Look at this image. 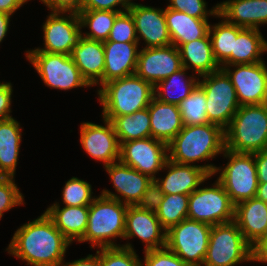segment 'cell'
Returning a JSON list of instances; mask_svg holds the SVG:
<instances>
[{
  "label": "cell",
  "mask_w": 267,
  "mask_h": 266,
  "mask_svg": "<svg viewBox=\"0 0 267 266\" xmlns=\"http://www.w3.org/2000/svg\"><path fill=\"white\" fill-rule=\"evenodd\" d=\"M83 0H48L46 5L51 12L76 13L82 10Z\"/></svg>",
  "instance_id": "f6af8a7d"
},
{
  "label": "cell",
  "mask_w": 267,
  "mask_h": 266,
  "mask_svg": "<svg viewBox=\"0 0 267 266\" xmlns=\"http://www.w3.org/2000/svg\"><path fill=\"white\" fill-rule=\"evenodd\" d=\"M218 14L241 28L260 30L267 24V0H226L218 3Z\"/></svg>",
  "instance_id": "603a6c76"
},
{
  "label": "cell",
  "mask_w": 267,
  "mask_h": 266,
  "mask_svg": "<svg viewBox=\"0 0 267 266\" xmlns=\"http://www.w3.org/2000/svg\"><path fill=\"white\" fill-rule=\"evenodd\" d=\"M71 244L44 212L15 231L6 251L30 266H61Z\"/></svg>",
  "instance_id": "6da1fadb"
},
{
  "label": "cell",
  "mask_w": 267,
  "mask_h": 266,
  "mask_svg": "<svg viewBox=\"0 0 267 266\" xmlns=\"http://www.w3.org/2000/svg\"><path fill=\"white\" fill-rule=\"evenodd\" d=\"M133 245L130 243L121 244V247L100 248L101 266H141Z\"/></svg>",
  "instance_id": "74e56055"
},
{
  "label": "cell",
  "mask_w": 267,
  "mask_h": 266,
  "mask_svg": "<svg viewBox=\"0 0 267 266\" xmlns=\"http://www.w3.org/2000/svg\"><path fill=\"white\" fill-rule=\"evenodd\" d=\"M213 164L187 165L167 160L162 170H167L164 178H156L164 194L190 195L202 183L214 175Z\"/></svg>",
  "instance_id": "e0dca14e"
},
{
  "label": "cell",
  "mask_w": 267,
  "mask_h": 266,
  "mask_svg": "<svg viewBox=\"0 0 267 266\" xmlns=\"http://www.w3.org/2000/svg\"><path fill=\"white\" fill-rule=\"evenodd\" d=\"M178 50L183 67L187 70L192 69L198 77L221 68L214 58L209 33L204 38L182 44Z\"/></svg>",
  "instance_id": "f1b7e54d"
},
{
  "label": "cell",
  "mask_w": 267,
  "mask_h": 266,
  "mask_svg": "<svg viewBox=\"0 0 267 266\" xmlns=\"http://www.w3.org/2000/svg\"><path fill=\"white\" fill-rule=\"evenodd\" d=\"M234 221L246 241L255 248L267 233V204L257 197L238 203Z\"/></svg>",
  "instance_id": "7402d4cb"
},
{
  "label": "cell",
  "mask_w": 267,
  "mask_h": 266,
  "mask_svg": "<svg viewBox=\"0 0 267 266\" xmlns=\"http://www.w3.org/2000/svg\"><path fill=\"white\" fill-rule=\"evenodd\" d=\"M267 52V40L258 29L238 26L237 38H234V52L220 66L254 64L264 61L261 57Z\"/></svg>",
  "instance_id": "83f0119b"
},
{
  "label": "cell",
  "mask_w": 267,
  "mask_h": 266,
  "mask_svg": "<svg viewBox=\"0 0 267 266\" xmlns=\"http://www.w3.org/2000/svg\"><path fill=\"white\" fill-rule=\"evenodd\" d=\"M255 164L259 183L267 182V150L255 153Z\"/></svg>",
  "instance_id": "7dc6e473"
},
{
  "label": "cell",
  "mask_w": 267,
  "mask_h": 266,
  "mask_svg": "<svg viewBox=\"0 0 267 266\" xmlns=\"http://www.w3.org/2000/svg\"><path fill=\"white\" fill-rule=\"evenodd\" d=\"M128 11L134 18L138 44L143 39L144 48L172 45L166 19L165 8H155L133 2Z\"/></svg>",
  "instance_id": "d6986e66"
},
{
  "label": "cell",
  "mask_w": 267,
  "mask_h": 266,
  "mask_svg": "<svg viewBox=\"0 0 267 266\" xmlns=\"http://www.w3.org/2000/svg\"><path fill=\"white\" fill-rule=\"evenodd\" d=\"M121 12L109 10H81L78 13L81 28L87 27L89 32H83V37L106 41L116 17Z\"/></svg>",
  "instance_id": "836d02e7"
},
{
  "label": "cell",
  "mask_w": 267,
  "mask_h": 266,
  "mask_svg": "<svg viewBox=\"0 0 267 266\" xmlns=\"http://www.w3.org/2000/svg\"><path fill=\"white\" fill-rule=\"evenodd\" d=\"M168 160V144L152 137L123 142L120 161L142 174L156 179Z\"/></svg>",
  "instance_id": "4fadbf2b"
},
{
  "label": "cell",
  "mask_w": 267,
  "mask_h": 266,
  "mask_svg": "<svg viewBox=\"0 0 267 266\" xmlns=\"http://www.w3.org/2000/svg\"><path fill=\"white\" fill-rule=\"evenodd\" d=\"M256 197L267 204V182L259 183Z\"/></svg>",
  "instance_id": "f5cc1de1"
},
{
  "label": "cell",
  "mask_w": 267,
  "mask_h": 266,
  "mask_svg": "<svg viewBox=\"0 0 267 266\" xmlns=\"http://www.w3.org/2000/svg\"><path fill=\"white\" fill-rule=\"evenodd\" d=\"M54 225L71 242H79L88 224L89 206H63L53 203L44 211Z\"/></svg>",
  "instance_id": "4316f807"
},
{
  "label": "cell",
  "mask_w": 267,
  "mask_h": 266,
  "mask_svg": "<svg viewBox=\"0 0 267 266\" xmlns=\"http://www.w3.org/2000/svg\"><path fill=\"white\" fill-rule=\"evenodd\" d=\"M201 78L198 84L206 95L208 121L225 130L240 107L235 88L222 68Z\"/></svg>",
  "instance_id": "ba28073f"
},
{
  "label": "cell",
  "mask_w": 267,
  "mask_h": 266,
  "mask_svg": "<svg viewBox=\"0 0 267 266\" xmlns=\"http://www.w3.org/2000/svg\"><path fill=\"white\" fill-rule=\"evenodd\" d=\"M11 16L12 15L0 12V43L2 42V40H4L8 32Z\"/></svg>",
  "instance_id": "816d5d0a"
},
{
  "label": "cell",
  "mask_w": 267,
  "mask_h": 266,
  "mask_svg": "<svg viewBox=\"0 0 267 266\" xmlns=\"http://www.w3.org/2000/svg\"><path fill=\"white\" fill-rule=\"evenodd\" d=\"M104 125L83 122L80 125V144L92 159L103 162L104 167L120 160V144L111 121Z\"/></svg>",
  "instance_id": "9a60e30c"
},
{
  "label": "cell",
  "mask_w": 267,
  "mask_h": 266,
  "mask_svg": "<svg viewBox=\"0 0 267 266\" xmlns=\"http://www.w3.org/2000/svg\"><path fill=\"white\" fill-rule=\"evenodd\" d=\"M102 117L112 121L116 116L130 115L147 108L154 98V86L132 74L105 83L97 89Z\"/></svg>",
  "instance_id": "3957f363"
},
{
  "label": "cell",
  "mask_w": 267,
  "mask_h": 266,
  "mask_svg": "<svg viewBox=\"0 0 267 266\" xmlns=\"http://www.w3.org/2000/svg\"><path fill=\"white\" fill-rule=\"evenodd\" d=\"M151 137L168 144L184 127L179 107L153 98L149 106Z\"/></svg>",
  "instance_id": "484cf974"
},
{
  "label": "cell",
  "mask_w": 267,
  "mask_h": 266,
  "mask_svg": "<svg viewBox=\"0 0 267 266\" xmlns=\"http://www.w3.org/2000/svg\"><path fill=\"white\" fill-rule=\"evenodd\" d=\"M12 84L6 82L0 87V121L12 118L11 104H12Z\"/></svg>",
  "instance_id": "bcb514c9"
},
{
  "label": "cell",
  "mask_w": 267,
  "mask_h": 266,
  "mask_svg": "<svg viewBox=\"0 0 267 266\" xmlns=\"http://www.w3.org/2000/svg\"><path fill=\"white\" fill-rule=\"evenodd\" d=\"M42 29L44 48L27 51L71 55L73 47L77 46L83 37L80 19L76 13L50 12Z\"/></svg>",
  "instance_id": "7c38bea8"
},
{
  "label": "cell",
  "mask_w": 267,
  "mask_h": 266,
  "mask_svg": "<svg viewBox=\"0 0 267 266\" xmlns=\"http://www.w3.org/2000/svg\"><path fill=\"white\" fill-rule=\"evenodd\" d=\"M141 49L135 74L153 86L183 68L180 52L174 45Z\"/></svg>",
  "instance_id": "2e32d148"
},
{
  "label": "cell",
  "mask_w": 267,
  "mask_h": 266,
  "mask_svg": "<svg viewBox=\"0 0 267 266\" xmlns=\"http://www.w3.org/2000/svg\"><path fill=\"white\" fill-rule=\"evenodd\" d=\"M22 127L15 118L0 121V177H15Z\"/></svg>",
  "instance_id": "f546056e"
},
{
  "label": "cell",
  "mask_w": 267,
  "mask_h": 266,
  "mask_svg": "<svg viewBox=\"0 0 267 266\" xmlns=\"http://www.w3.org/2000/svg\"><path fill=\"white\" fill-rule=\"evenodd\" d=\"M127 208L128 205L116 199L98 195L89 205L86 231L78 243L89 241L91 249L121 247L114 241L124 237Z\"/></svg>",
  "instance_id": "277c9868"
},
{
  "label": "cell",
  "mask_w": 267,
  "mask_h": 266,
  "mask_svg": "<svg viewBox=\"0 0 267 266\" xmlns=\"http://www.w3.org/2000/svg\"><path fill=\"white\" fill-rule=\"evenodd\" d=\"M23 197L13 177H0V219L13 207L24 205Z\"/></svg>",
  "instance_id": "ab89813d"
},
{
  "label": "cell",
  "mask_w": 267,
  "mask_h": 266,
  "mask_svg": "<svg viewBox=\"0 0 267 266\" xmlns=\"http://www.w3.org/2000/svg\"><path fill=\"white\" fill-rule=\"evenodd\" d=\"M225 130L213 123L184 125L168 143V159L176 163L194 165L223 154Z\"/></svg>",
  "instance_id": "7a4b0ae2"
},
{
  "label": "cell",
  "mask_w": 267,
  "mask_h": 266,
  "mask_svg": "<svg viewBox=\"0 0 267 266\" xmlns=\"http://www.w3.org/2000/svg\"><path fill=\"white\" fill-rule=\"evenodd\" d=\"M254 261V248L243 237L235 221L211 227L202 266H235Z\"/></svg>",
  "instance_id": "8992f818"
},
{
  "label": "cell",
  "mask_w": 267,
  "mask_h": 266,
  "mask_svg": "<svg viewBox=\"0 0 267 266\" xmlns=\"http://www.w3.org/2000/svg\"><path fill=\"white\" fill-rule=\"evenodd\" d=\"M223 157L228 159L225 167H216L214 175L230 196L232 203L256 197L259 185L255 164V153H238L225 149Z\"/></svg>",
  "instance_id": "52a82bcc"
},
{
  "label": "cell",
  "mask_w": 267,
  "mask_h": 266,
  "mask_svg": "<svg viewBox=\"0 0 267 266\" xmlns=\"http://www.w3.org/2000/svg\"><path fill=\"white\" fill-rule=\"evenodd\" d=\"M222 20L215 25L210 24L209 37L213 49V55L221 66L234 52V38L238 35V26L227 22L219 14L216 16Z\"/></svg>",
  "instance_id": "d6a6232c"
},
{
  "label": "cell",
  "mask_w": 267,
  "mask_h": 266,
  "mask_svg": "<svg viewBox=\"0 0 267 266\" xmlns=\"http://www.w3.org/2000/svg\"><path fill=\"white\" fill-rule=\"evenodd\" d=\"M165 19L172 45L177 48L182 44L204 38L209 33V18H195L166 7Z\"/></svg>",
  "instance_id": "d4e9b609"
},
{
  "label": "cell",
  "mask_w": 267,
  "mask_h": 266,
  "mask_svg": "<svg viewBox=\"0 0 267 266\" xmlns=\"http://www.w3.org/2000/svg\"><path fill=\"white\" fill-rule=\"evenodd\" d=\"M111 122L120 145L126 141L151 137L148 107L130 115L116 116Z\"/></svg>",
  "instance_id": "1f68e13d"
},
{
  "label": "cell",
  "mask_w": 267,
  "mask_h": 266,
  "mask_svg": "<svg viewBox=\"0 0 267 266\" xmlns=\"http://www.w3.org/2000/svg\"><path fill=\"white\" fill-rule=\"evenodd\" d=\"M62 263L61 266H101L100 265V248L96 250V254L93 256L89 254L86 258H80L72 262Z\"/></svg>",
  "instance_id": "c3c4849f"
},
{
  "label": "cell",
  "mask_w": 267,
  "mask_h": 266,
  "mask_svg": "<svg viewBox=\"0 0 267 266\" xmlns=\"http://www.w3.org/2000/svg\"><path fill=\"white\" fill-rule=\"evenodd\" d=\"M25 56L47 87L64 91L78 87H91L82 77L70 55L26 51Z\"/></svg>",
  "instance_id": "9c48e42d"
},
{
  "label": "cell",
  "mask_w": 267,
  "mask_h": 266,
  "mask_svg": "<svg viewBox=\"0 0 267 266\" xmlns=\"http://www.w3.org/2000/svg\"><path fill=\"white\" fill-rule=\"evenodd\" d=\"M106 41L138 42L134 18L129 11L122 12L116 17Z\"/></svg>",
  "instance_id": "f35d334b"
},
{
  "label": "cell",
  "mask_w": 267,
  "mask_h": 266,
  "mask_svg": "<svg viewBox=\"0 0 267 266\" xmlns=\"http://www.w3.org/2000/svg\"><path fill=\"white\" fill-rule=\"evenodd\" d=\"M168 8L184 12L195 18H208L210 15H218V3L211 9H207V2L204 0H169Z\"/></svg>",
  "instance_id": "60d3db41"
},
{
  "label": "cell",
  "mask_w": 267,
  "mask_h": 266,
  "mask_svg": "<svg viewBox=\"0 0 267 266\" xmlns=\"http://www.w3.org/2000/svg\"><path fill=\"white\" fill-rule=\"evenodd\" d=\"M132 0H83L82 10H109L116 12L128 11ZM117 6H121L116 8Z\"/></svg>",
  "instance_id": "ee69618b"
},
{
  "label": "cell",
  "mask_w": 267,
  "mask_h": 266,
  "mask_svg": "<svg viewBox=\"0 0 267 266\" xmlns=\"http://www.w3.org/2000/svg\"><path fill=\"white\" fill-rule=\"evenodd\" d=\"M92 186L89 182L72 177L62 190V202L65 206H89L97 196H92Z\"/></svg>",
  "instance_id": "8d00e7d4"
},
{
  "label": "cell",
  "mask_w": 267,
  "mask_h": 266,
  "mask_svg": "<svg viewBox=\"0 0 267 266\" xmlns=\"http://www.w3.org/2000/svg\"><path fill=\"white\" fill-rule=\"evenodd\" d=\"M189 195L164 194L163 201L156 211L161 226L168 231L172 226L188 218Z\"/></svg>",
  "instance_id": "e575fe53"
},
{
  "label": "cell",
  "mask_w": 267,
  "mask_h": 266,
  "mask_svg": "<svg viewBox=\"0 0 267 266\" xmlns=\"http://www.w3.org/2000/svg\"><path fill=\"white\" fill-rule=\"evenodd\" d=\"M116 193L103 189L101 195L135 206L151 182L148 175L123 164L120 160L104 167ZM118 193V194H117Z\"/></svg>",
  "instance_id": "ac0fdd59"
},
{
  "label": "cell",
  "mask_w": 267,
  "mask_h": 266,
  "mask_svg": "<svg viewBox=\"0 0 267 266\" xmlns=\"http://www.w3.org/2000/svg\"><path fill=\"white\" fill-rule=\"evenodd\" d=\"M211 227L186 218L166 233V247L191 266H202L208 249Z\"/></svg>",
  "instance_id": "30bf717a"
},
{
  "label": "cell",
  "mask_w": 267,
  "mask_h": 266,
  "mask_svg": "<svg viewBox=\"0 0 267 266\" xmlns=\"http://www.w3.org/2000/svg\"><path fill=\"white\" fill-rule=\"evenodd\" d=\"M166 233L156 212L128 206L123 239L129 240L137 237L144 243V251H148L166 247Z\"/></svg>",
  "instance_id": "ffe728a7"
},
{
  "label": "cell",
  "mask_w": 267,
  "mask_h": 266,
  "mask_svg": "<svg viewBox=\"0 0 267 266\" xmlns=\"http://www.w3.org/2000/svg\"><path fill=\"white\" fill-rule=\"evenodd\" d=\"M138 42L103 41V85L109 81L135 74L139 55Z\"/></svg>",
  "instance_id": "44dd1931"
},
{
  "label": "cell",
  "mask_w": 267,
  "mask_h": 266,
  "mask_svg": "<svg viewBox=\"0 0 267 266\" xmlns=\"http://www.w3.org/2000/svg\"><path fill=\"white\" fill-rule=\"evenodd\" d=\"M184 125H198L210 123L206 112V95L203 88L197 84L179 105Z\"/></svg>",
  "instance_id": "d590c367"
},
{
  "label": "cell",
  "mask_w": 267,
  "mask_h": 266,
  "mask_svg": "<svg viewBox=\"0 0 267 266\" xmlns=\"http://www.w3.org/2000/svg\"><path fill=\"white\" fill-rule=\"evenodd\" d=\"M70 56L91 87L98 84L103 86L105 67L103 41L82 37L79 44L73 47Z\"/></svg>",
  "instance_id": "cb8c5ba5"
},
{
  "label": "cell",
  "mask_w": 267,
  "mask_h": 266,
  "mask_svg": "<svg viewBox=\"0 0 267 266\" xmlns=\"http://www.w3.org/2000/svg\"><path fill=\"white\" fill-rule=\"evenodd\" d=\"M43 4H45L48 0H40ZM28 0H25V3H27Z\"/></svg>",
  "instance_id": "db71d44e"
},
{
  "label": "cell",
  "mask_w": 267,
  "mask_h": 266,
  "mask_svg": "<svg viewBox=\"0 0 267 266\" xmlns=\"http://www.w3.org/2000/svg\"><path fill=\"white\" fill-rule=\"evenodd\" d=\"M23 4L25 0H0V12L13 15Z\"/></svg>",
  "instance_id": "681fc988"
},
{
  "label": "cell",
  "mask_w": 267,
  "mask_h": 266,
  "mask_svg": "<svg viewBox=\"0 0 267 266\" xmlns=\"http://www.w3.org/2000/svg\"><path fill=\"white\" fill-rule=\"evenodd\" d=\"M254 259L256 262L267 263V233L261 242L254 248Z\"/></svg>",
  "instance_id": "f907efd6"
},
{
  "label": "cell",
  "mask_w": 267,
  "mask_h": 266,
  "mask_svg": "<svg viewBox=\"0 0 267 266\" xmlns=\"http://www.w3.org/2000/svg\"><path fill=\"white\" fill-rule=\"evenodd\" d=\"M164 198V193L155 179L147 185L144 194L135 205L137 208L147 211L156 212Z\"/></svg>",
  "instance_id": "7bdbcfd3"
},
{
  "label": "cell",
  "mask_w": 267,
  "mask_h": 266,
  "mask_svg": "<svg viewBox=\"0 0 267 266\" xmlns=\"http://www.w3.org/2000/svg\"><path fill=\"white\" fill-rule=\"evenodd\" d=\"M143 252L145 256L141 266H191L167 247Z\"/></svg>",
  "instance_id": "b9f144b4"
},
{
  "label": "cell",
  "mask_w": 267,
  "mask_h": 266,
  "mask_svg": "<svg viewBox=\"0 0 267 266\" xmlns=\"http://www.w3.org/2000/svg\"><path fill=\"white\" fill-rule=\"evenodd\" d=\"M222 69L235 88L240 106L266 103L267 65L265 61L223 66Z\"/></svg>",
  "instance_id": "5bb4252c"
},
{
  "label": "cell",
  "mask_w": 267,
  "mask_h": 266,
  "mask_svg": "<svg viewBox=\"0 0 267 266\" xmlns=\"http://www.w3.org/2000/svg\"><path fill=\"white\" fill-rule=\"evenodd\" d=\"M225 149L238 153L267 150V104L242 105L225 129Z\"/></svg>",
  "instance_id": "5b68a950"
},
{
  "label": "cell",
  "mask_w": 267,
  "mask_h": 266,
  "mask_svg": "<svg viewBox=\"0 0 267 266\" xmlns=\"http://www.w3.org/2000/svg\"><path fill=\"white\" fill-rule=\"evenodd\" d=\"M188 218L214 226L234 221L235 205L221 183L198 187L189 195Z\"/></svg>",
  "instance_id": "8fae6325"
},
{
  "label": "cell",
  "mask_w": 267,
  "mask_h": 266,
  "mask_svg": "<svg viewBox=\"0 0 267 266\" xmlns=\"http://www.w3.org/2000/svg\"><path fill=\"white\" fill-rule=\"evenodd\" d=\"M187 72V73H186ZM186 68H181L154 86V97L163 103L179 105L196 87L199 77L187 76Z\"/></svg>",
  "instance_id": "4dcf8cb0"
}]
</instances>
